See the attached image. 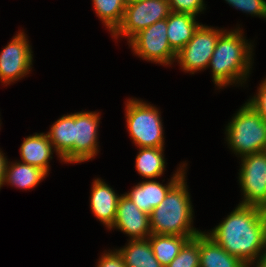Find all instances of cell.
Masks as SVG:
<instances>
[{
  "label": "cell",
  "mask_w": 266,
  "mask_h": 267,
  "mask_svg": "<svg viewBox=\"0 0 266 267\" xmlns=\"http://www.w3.org/2000/svg\"><path fill=\"white\" fill-rule=\"evenodd\" d=\"M189 239L188 236L164 234H151L148 237L154 256L163 267H167L176 258Z\"/></svg>",
  "instance_id": "20"
},
{
  "label": "cell",
  "mask_w": 266,
  "mask_h": 267,
  "mask_svg": "<svg viewBox=\"0 0 266 267\" xmlns=\"http://www.w3.org/2000/svg\"><path fill=\"white\" fill-rule=\"evenodd\" d=\"M171 13L168 0H136L126 4L122 23L112 34L117 38L127 36L130 40L139 31L157 21L166 19Z\"/></svg>",
  "instance_id": "6"
},
{
  "label": "cell",
  "mask_w": 266,
  "mask_h": 267,
  "mask_svg": "<svg viewBox=\"0 0 266 267\" xmlns=\"http://www.w3.org/2000/svg\"><path fill=\"white\" fill-rule=\"evenodd\" d=\"M247 267H250L249 265H247ZM256 267H266V256L262 255L258 258Z\"/></svg>",
  "instance_id": "30"
},
{
  "label": "cell",
  "mask_w": 266,
  "mask_h": 267,
  "mask_svg": "<svg viewBox=\"0 0 266 267\" xmlns=\"http://www.w3.org/2000/svg\"><path fill=\"white\" fill-rule=\"evenodd\" d=\"M171 12L189 13L196 16L204 9L203 0H168Z\"/></svg>",
  "instance_id": "26"
},
{
  "label": "cell",
  "mask_w": 266,
  "mask_h": 267,
  "mask_svg": "<svg viewBox=\"0 0 266 267\" xmlns=\"http://www.w3.org/2000/svg\"><path fill=\"white\" fill-rule=\"evenodd\" d=\"M139 149V154L136 156V169L138 173L147 179L160 177L165 169L163 147H143Z\"/></svg>",
  "instance_id": "22"
},
{
  "label": "cell",
  "mask_w": 266,
  "mask_h": 267,
  "mask_svg": "<svg viewBox=\"0 0 266 267\" xmlns=\"http://www.w3.org/2000/svg\"><path fill=\"white\" fill-rule=\"evenodd\" d=\"M113 227L131 236V240L147 239L151 235L150 216L123 194L118 200Z\"/></svg>",
  "instance_id": "12"
},
{
  "label": "cell",
  "mask_w": 266,
  "mask_h": 267,
  "mask_svg": "<svg viewBox=\"0 0 266 267\" xmlns=\"http://www.w3.org/2000/svg\"><path fill=\"white\" fill-rule=\"evenodd\" d=\"M236 9L248 12L249 14L266 18L265 0H225Z\"/></svg>",
  "instance_id": "25"
},
{
  "label": "cell",
  "mask_w": 266,
  "mask_h": 267,
  "mask_svg": "<svg viewBox=\"0 0 266 267\" xmlns=\"http://www.w3.org/2000/svg\"><path fill=\"white\" fill-rule=\"evenodd\" d=\"M265 249H266V235H265ZM266 256V250H264V254Z\"/></svg>",
  "instance_id": "31"
},
{
  "label": "cell",
  "mask_w": 266,
  "mask_h": 267,
  "mask_svg": "<svg viewBox=\"0 0 266 267\" xmlns=\"http://www.w3.org/2000/svg\"><path fill=\"white\" fill-rule=\"evenodd\" d=\"M97 267H126L124 260L118 250L116 252L104 253Z\"/></svg>",
  "instance_id": "28"
},
{
  "label": "cell",
  "mask_w": 266,
  "mask_h": 267,
  "mask_svg": "<svg viewBox=\"0 0 266 267\" xmlns=\"http://www.w3.org/2000/svg\"><path fill=\"white\" fill-rule=\"evenodd\" d=\"M45 176L47 173L38 167L23 162L13 163L11 166L7 163L4 184L7 182L17 188L30 189L35 187Z\"/></svg>",
  "instance_id": "21"
},
{
  "label": "cell",
  "mask_w": 266,
  "mask_h": 267,
  "mask_svg": "<svg viewBox=\"0 0 266 267\" xmlns=\"http://www.w3.org/2000/svg\"><path fill=\"white\" fill-rule=\"evenodd\" d=\"M47 135L58 157L62 161L74 163V114L58 119Z\"/></svg>",
  "instance_id": "15"
},
{
  "label": "cell",
  "mask_w": 266,
  "mask_h": 267,
  "mask_svg": "<svg viewBox=\"0 0 266 267\" xmlns=\"http://www.w3.org/2000/svg\"><path fill=\"white\" fill-rule=\"evenodd\" d=\"M99 113H74V163L92 159L98 152Z\"/></svg>",
  "instance_id": "11"
},
{
  "label": "cell",
  "mask_w": 266,
  "mask_h": 267,
  "mask_svg": "<svg viewBox=\"0 0 266 267\" xmlns=\"http://www.w3.org/2000/svg\"><path fill=\"white\" fill-rule=\"evenodd\" d=\"M247 103H249L266 121V78L263 83H261L257 95Z\"/></svg>",
  "instance_id": "27"
},
{
  "label": "cell",
  "mask_w": 266,
  "mask_h": 267,
  "mask_svg": "<svg viewBox=\"0 0 266 267\" xmlns=\"http://www.w3.org/2000/svg\"><path fill=\"white\" fill-rule=\"evenodd\" d=\"M226 132V141L241 158L266 151V121L247 102L228 123Z\"/></svg>",
  "instance_id": "4"
},
{
  "label": "cell",
  "mask_w": 266,
  "mask_h": 267,
  "mask_svg": "<svg viewBox=\"0 0 266 267\" xmlns=\"http://www.w3.org/2000/svg\"><path fill=\"white\" fill-rule=\"evenodd\" d=\"M52 149L53 145L47 134L36 133L33 136H28L20 147L22 162L38 167L48 174V161L50 158L52 159Z\"/></svg>",
  "instance_id": "18"
},
{
  "label": "cell",
  "mask_w": 266,
  "mask_h": 267,
  "mask_svg": "<svg viewBox=\"0 0 266 267\" xmlns=\"http://www.w3.org/2000/svg\"><path fill=\"white\" fill-rule=\"evenodd\" d=\"M118 251L126 267H163L154 256L148 238L130 240L127 246Z\"/></svg>",
  "instance_id": "19"
},
{
  "label": "cell",
  "mask_w": 266,
  "mask_h": 267,
  "mask_svg": "<svg viewBox=\"0 0 266 267\" xmlns=\"http://www.w3.org/2000/svg\"><path fill=\"white\" fill-rule=\"evenodd\" d=\"M128 42L134 53L145 60L171 65L176 59V53L168 43L167 19L139 31Z\"/></svg>",
  "instance_id": "7"
},
{
  "label": "cell",
  "mask_w": 266,
  "mask_h": 267,
  "mask_svg": "<svg viewBox=\"0 0 266 267\" xmlns=\"http://www.w3.org/2000/svg\"><path fill=\"white\" fill-rule=\"evenodd\" d=\"M132 1H136V0H125L126 3L132 2Z\"/></svg>",
  "instance_id": "32"
},
{
  "label": "cell",
  "mask_w": 266,
  "mask_h": 267,
  "mask_svg": "<svg viewBox=\"0 0 266 267\" xmlns=\"http://www.w3.org/2000/svg\"><path fill=\"white\" fill-rule=\"evenodd\" d=\"M92 185L91 210L99 221L111 229L116 218L120 196H117L110 186L98 178L94 180Z\"/></svg>",
  "instance_id": "14"
},
{
  "label": "cell",
  "mask_w": 266,
  "mask_h": 267,
  "mask_svg": "<svg viewBox=\"0 0 266 267\" xmlns=\"http://www.w3.org/2000/svg\"><path fill=\"white\" fill-rule=\"evenodd\" d=\"M199 234L190 238L167 267H200Z\"/></svg>",
  "instance_id": "24"
},
{
  "label": "cell",
  "mask_w": 266,
  "mask_h": 267,
  "mask_svg": "<svg viewBox=\"0 0 266 267\" xmlns=\"http://www.w3.org/2000/svg\"><path fill=\"white\" fill-rule=\"evenodd\" d=\"M210 232L208 235L226 252L251 265L264 254L266 209L239 204Z\"/></svg>",
  "instance_id": "1"
},
{
  "label": "cell",
  "mask_w": 266,
  "mask_h": 267,
  "mask_svg": "<svg viewBox=\"0 0 266 267\" xmlns=\"http://www.w3.org/2000/svg\"><path fill=\"white\" fill-rule=\"evenodd\" d=\"M97 16L103 21L112 34L122 23L125 0H92Z\"/></svg>",
  "instance_id": "23"
},
{
  "label": "cell",
  "mask_w": 266,
  "mask_h": 267,
  "mask_svg": "<svg viewBox=\"0 0 266 267\" xmlns=\"http://www.w3.org/2000/svg\"><path fill=\"white\" fill-rule=\"evenodd\" d=\"M7 163H8L7 158L4 157V154L1 151L0 152V188L4 184L5 170H6Z\"/></svg>",
  "instance_id": "29"
},
{
  "label": "cell",
  "mask_w": 266,
  "mask_h": 267,
  "mask_svg": "<svg viewBox=\"0 0 266 267\" xmlns=\"http://www.w3.org/2000/svg\"><path fill=\"white\" fill-rule=\"evenodd\" d=\"M183 170V171H182ZM185 175L184 169H177L176 174L172 177L167 185L154 180H146L137 184L133 189L124 194L132 200L137 207L150 215L155 207H157L166 197L168 191Z\"/></svg>",
  "instance_id": "13"
},
{
  "label": "cell",
  "mask_w": 266,
  "mask_h": 267,
  "mask_svg": "<svg viewBox=\"0 0 266 267\" xmlns=\"http://www.w3.org/2000/svg\"><path fill=\"white\" fill-rule=\"evenodd\" d=\"M239 183L243 190L242 205L266 209V151L243 156Z\"/></svg>",
  "instance_id": "8"
},
{
  "label": "cell",
  "mask_w": 266,
  "mask_h": 267,
  "mask_svg": "<svg viewBox=\"0 0 266 267\" xmlns=\"http://www.w3.org/2000/svg\"><path fill=\"white\" fill-rule=\"evenodd\" d=\"M223 32L201 24L191 40L176 54L182 69L194 74L208 67L217 40Z\"/></svg>",
  "instance_id": "9"
},
{
  "label": "cell",
  "mask_w": 266,
  "mask_h": 267,
  "mask_svg": "<svg viewBox=\"0 0 266 267\" xmlns=\"http://www.w3.org/2000/svg\"><path fill=\"white\" fill-rule=\"evenodd\" d=\"M126 119L131 139L139 148L164 146L162 120L156 107L130 99L126 104Z\"/></svg>",
  "instance_id": "5"
},
{
  "label": "cell",
  "mask_w": 266,
  "mask_h": 267,
  "mask_svg": "<svg viewBox=\"0 0 266 267\" xmlns=\"http://www.w3.org/2000/svg\"><path fill=\"white\" fill-rule=\"evenodd\" d=\"M185 183V175L168 191L164 200L150 216L151 234L188 236L194 238L201 231L194 229L193 211Z\"/></svg>",
  "instance_id": "3"
},
{
  "label": "cell",
  "mask_w": 266,
  "mask_h": 267,
  "mask_svg": "<svg viewBox=\"0 0 266 267\" xmlns=\"http://www.w3.org/2000/svg\"><path fill=\"white\" fill-rule=\"evenodd\" d=\"M26 35L18 33L0 53V80L10 84L26 76L32 65V51Z\"/></svg>",
  "instance_id": "10"
},
{
  "label": "cell",
  "mask_w": 266,
  "mask_h": 267,
  "mask_svg": "<svg viewBox=\"0 0 266 267\" xmlns=\"http://www.w3.org/2000/svg\"><path fill=\"white\" fill-rule=\"evenodd\" d=\"M166 19L168 43L177 54L191 40L200 24L189 13L171 12Z\"/></svg>",
  "instance_id": "17"
},
{
  "label": "cell",
  "mask_w": 266,
  "mask_h": 267,
  "mask_svg": "<svg viewBox=\"0 0 266 267\" xmlns=\"http://www.w3.org/2000/svg\"><path fill=\"white\" fill-rule=\"evenodd\" d=\"M200 267H247L238 257L226 252L208 234L199 233Z\"/></svg>",
  "instance_id": "16"
},
{
  "label": "cell",
  "mask_w": 266,
  "mask_h": 267,
  "mask_svg": "<svg viewBox=\"0 0 266 267\" xmlns=\"http://www.w3.org/2000/svg\"><path fill=\"white\" fill-rule=\"evenodd\" d=\"M242 31L235 29L219 36L208 66L212 68L214 83L221 87L238 83L249 75L252 46L242 36Z\"/></svg>",
  "instance_id": "2"
}]
</instances>
